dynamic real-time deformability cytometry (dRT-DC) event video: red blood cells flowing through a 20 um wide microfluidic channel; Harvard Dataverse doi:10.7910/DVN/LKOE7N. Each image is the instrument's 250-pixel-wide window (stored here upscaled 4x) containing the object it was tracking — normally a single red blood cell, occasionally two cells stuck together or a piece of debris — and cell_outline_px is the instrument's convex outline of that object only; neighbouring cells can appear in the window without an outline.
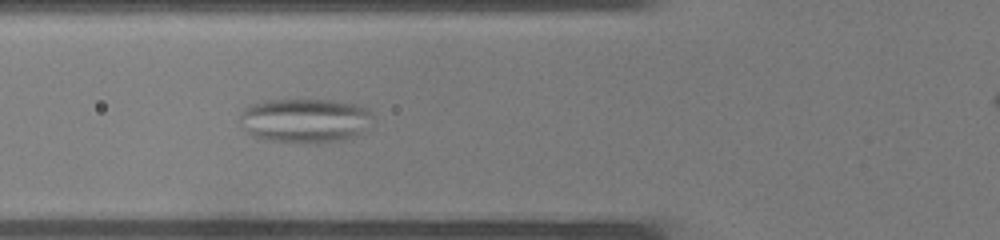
{"species": "common noctule bat (a hibernating species)", "species_latin": "Nyctalus noctula", "temperature_condition": "warm", "stored_images_in_passage": 27, "camera_frame_rate_fps": 3000, "um_per_image_px": 0.085, "animal": {"sex": "male", "body_mass_g": 19.0, "forearm_length_mm": 50.8}, "frame": {"image": 1, "passage_image": 7, "time_ms": 2.0, "image_size_px": [1000, 240], "cell_outline_px": [[372, 116], [364, 132], [348, 140], [320, 144], [300, 144], [264, 140], [252, 136], [244, 132], [240, 128], [240, 116], [244, 108], [248, 104], [264, 100], [332, 100], [356, 104], [368, 108]], "centroid_in_image_um": [25.88, 10.28], "position_along_channel_um": 99.9, "area_um2": 35.49}}
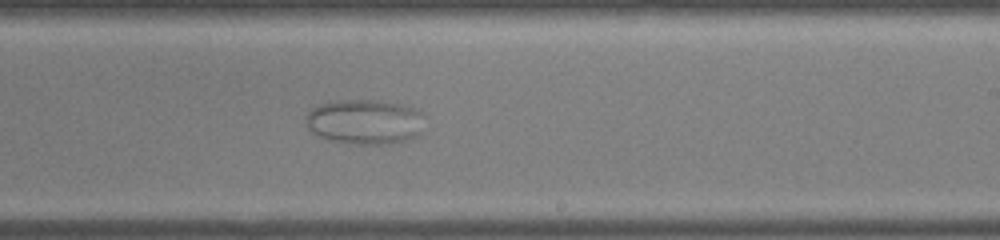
{"frame": {"image": 2, "passage_image": 16, "time_ms": 5.0, "image_size_px": [1000, 240], "cell_outline_px": [[428, 116], [420, 132], [416, 136], [408, 140], [388, 144], [348, 144], [328, 140], [312, 132], [308, 128], [304, 116], [312, 108], [320, 104], [336, 100], [380, 100], [404, 104], [416, 108]], "centroid_in_image_um": [31.06, 10.34], "position_along_channel_um": 257.9, "area_um2": 31.91}}
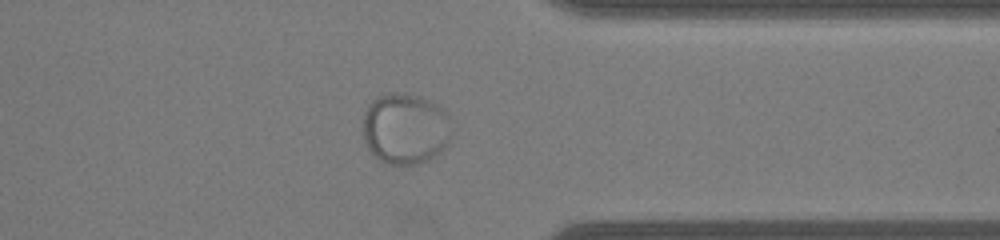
{"frame": {"image": 3, "passage_image": 23, "time_ms": 7.333, "image_size_px": [1000, 240], "cell_outline_px": [[448, 144], [440, 152], [428, 160], [420, 164], [384, 164], [368, 148], [364, 140], [364, 112], [368, 104], [376, 96], [392, 92], [396, 92], [420, 96], [436, 104], [448, 112]], "centroid_in_image_um": [34.42, 10.93], "position_along_channel_um": 377.0, "area_um2": 36.65}}